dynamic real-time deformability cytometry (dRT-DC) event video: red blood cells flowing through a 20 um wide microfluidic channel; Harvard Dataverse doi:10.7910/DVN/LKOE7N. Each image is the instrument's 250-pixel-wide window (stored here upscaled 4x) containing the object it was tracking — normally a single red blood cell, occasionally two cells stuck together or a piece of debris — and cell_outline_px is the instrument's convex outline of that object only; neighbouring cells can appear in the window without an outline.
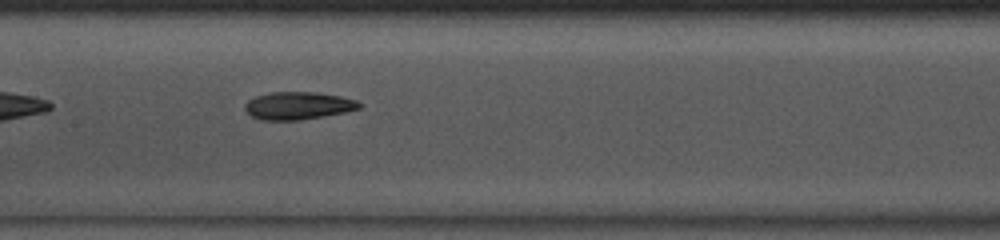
{"species": "common noctule bat (a hibernating species)", "species_latin": "Nyctalus noctula", "temperature_condition": "room temperature", "stored_images_in_passage": 36, "camera_frame_rate_fps": 3000, "um_per_image_px": 0.085, "animal": {"sex": "male", "body_mass_g": 13.0, "forearm_length_mm": 53.1}, "frame": {"image": 1, "passage_image": 11, "time_ms": 3.333, "image_size_px": [1000, 240], "cell_outline_px": [[364, 104], [360, 108], [344, 112], [300, 120], [260, 120], [252, 116], [244, 108], [244, 104], [248, 100], [256, 96], [272, 92], [316, 92], [340, 96], [356, 100]], "centroid_in_image_um": [25.34, 8.98], "position_along_channel_um": 182.1, "area_um2": 18.38}, "authors_computed_cell_mechanics": {"area_um2": 18.7561, "velocity_mm_per_s": 4.0701, "shape_relaxation_time_tau1_ms": null, "shape_relaxation_time_tau2_ms": 2.8389, "deformation_change_tau1": null, "deformation_change_tau2": 0.1109}}